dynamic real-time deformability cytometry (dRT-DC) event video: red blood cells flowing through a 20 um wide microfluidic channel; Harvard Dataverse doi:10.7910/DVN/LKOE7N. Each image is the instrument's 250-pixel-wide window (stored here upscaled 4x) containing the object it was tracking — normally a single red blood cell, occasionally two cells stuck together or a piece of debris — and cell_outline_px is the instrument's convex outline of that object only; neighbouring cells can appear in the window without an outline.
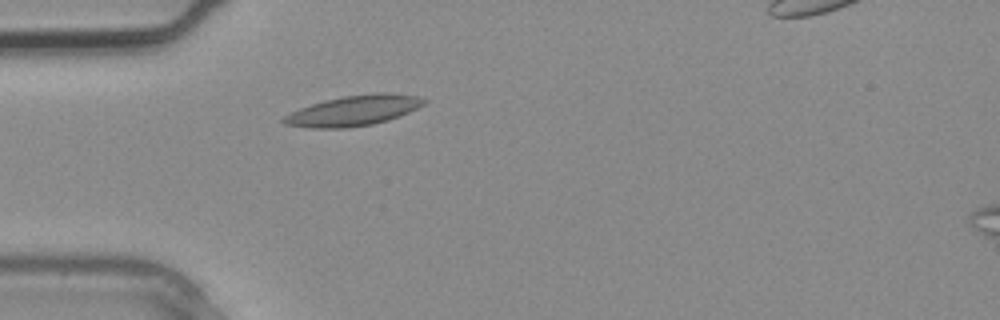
{"species": "common noctule bat (a hibernating species)", "species_latin": "Nyctalus noctula", "temperature_condition": "warm", "stored_images_in_passage": 5, "camera_frame_rate_fps": 3000, "um_per_image_px": 0.085, "animal": {"sex": "male", "body_mass_g": 20.4}, "frame": {"image": 1, "passage_image": 4, "time_ms": 1.0, "image_size_px": [1000, 320], "cell_outline_px": [[428, 100], [424, 104], [400, 116], [388, 120], [372, 124], [344, 128], [308, 128], [284, 124], [280, 120], [284, 116], [300, 108], [324, 100], [344, 96], [376, 92], [392, 92], [416, 96]], "centroid_in_image_um": [30.06, 9.4], "position_along_channel_um": 54.9, "area_um2": 24.8}}